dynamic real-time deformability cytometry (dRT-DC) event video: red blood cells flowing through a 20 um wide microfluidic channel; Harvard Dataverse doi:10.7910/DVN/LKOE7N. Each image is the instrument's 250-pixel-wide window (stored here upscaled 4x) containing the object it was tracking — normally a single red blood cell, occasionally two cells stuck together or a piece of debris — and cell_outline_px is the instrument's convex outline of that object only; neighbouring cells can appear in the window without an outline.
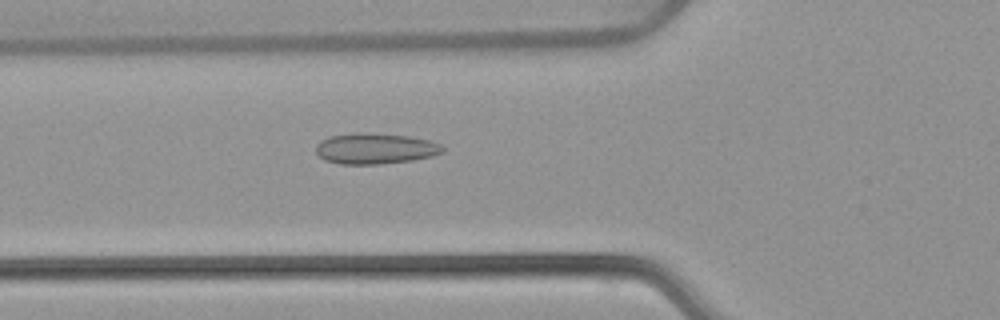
{"species": "common noctule bat (a hibernating species)", "species_latin": "Nyctalus noctula", "temperature_condition": "warm", "stored_images_in_passage": 53, "camera_frame_rate_fps": 3000, "um_per_image_px": 0.085, "animal": {"sex": "female", "body_mass_g": 22.7, "forearm_length_mm": 54.2}, "frame": {"image": 1, "passage_image": 19, "time_ms": 6.0, "image_size_px": [1000, 320], "cell_outline_px": [[444, 152], [432, 156], [412, 160], [380, 164], [340, 164], [324, 160], [316, 152], [316, 144], [320, 140], [328, 136], [356, 132], [360, 132], [408, 136], [428, 140], [440, 144], [444, 148]], "centroid_in_image_um": [31.86, 12.62], "position_along_channel_um": 93.9, "area_um2": 22.83}}
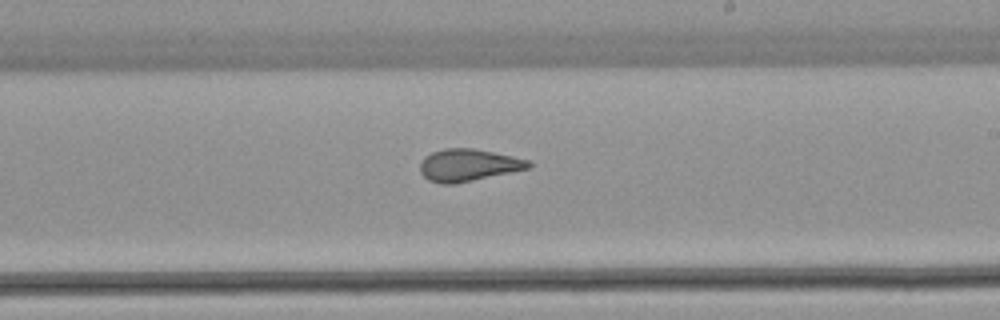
{"frame": {"image": 2, "passage_image": 31, "time_ms": 10.0, "image_size_px": [1000, 320], "cell_outline_px": [[532, 168], [456, 184], [440, 184], [428, 180], [420, 172], [420, 164], [424, 156], [432, 152], [444, 148], [472, 148], [512, 156], [528, 160], [532, 164]], "centroid_in_image_um": [39.8, 14.05], "position_along_channel_um": 249.2, "area_um2": 20.52}}
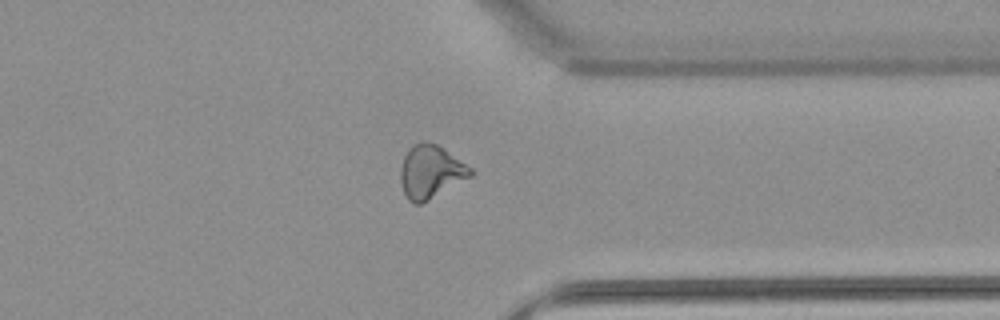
{"frame": {"image": 3, "passage_image": 41, "time_ms": 13.333, "image_size_px": [1000, 320], "cell_outline_px": [[472, 176], [428, 200], [420, 204], [416, 204], [408, 200], [404, 192], [400, 180], [400, 168], [404, 156], [412, 144], [420, 140], [436, 144], [472, 168]], "centroid_in_image_um": [36.58, 14.59], "position_along_channel_um": 374.8, "area_um2": 21.5}, "authors_computed_cell_mechanics": {"area_um2": 22.1374, "velocity_mm_per_s": 3.8737, "shape_relaxation_time_tau1_ms": null, "shape_relaxation_time_tau2_ms": 1.2104, "deformation_change_tau1": null, "deformation_change_tau2": 0.0809}}